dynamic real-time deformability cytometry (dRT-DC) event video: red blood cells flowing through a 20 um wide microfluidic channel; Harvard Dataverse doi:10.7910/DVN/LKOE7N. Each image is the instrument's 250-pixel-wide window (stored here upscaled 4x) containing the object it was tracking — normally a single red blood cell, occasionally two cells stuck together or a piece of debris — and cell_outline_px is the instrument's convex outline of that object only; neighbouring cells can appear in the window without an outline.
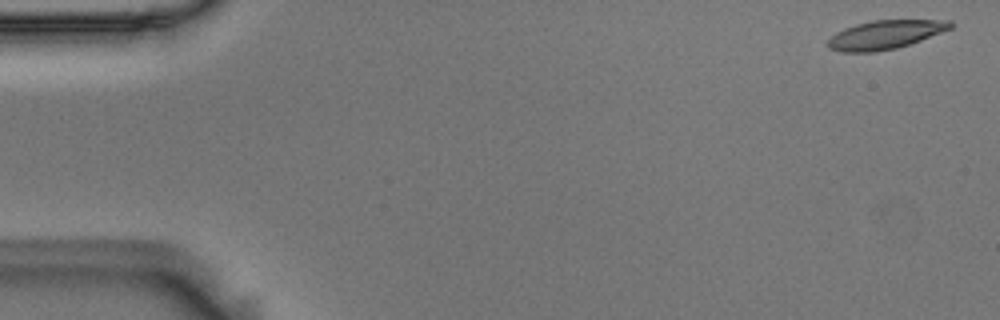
{"species": "Egyptian fruit bat (a non-hibernating species)", "species_latin": "Rousettus aegyptiacus", "temperature_condition": "room temperature", "stored_images_in_passage": 54, "camera_frame_rate_fps": 3000, "um_per_image_px": 0.085, "animal": {"sex": "male"}, "frame": {"image": 1, "passage_image": 1, "time_ms": 0.0, "image_size_px": [1000, 320], "cell_outline_px": [[956, 24], [952, 28], [920, 40], [896, 48], [876, 52], [840, 52], [828, 48], [824, 44], [836, 32], [844, 28], [856, 24], [872, 20], [952, 20]], "centroid_in_image_um": [75.22, 2.95], "position_along_channel_um": 9.8, "area_um2": 20.63}}
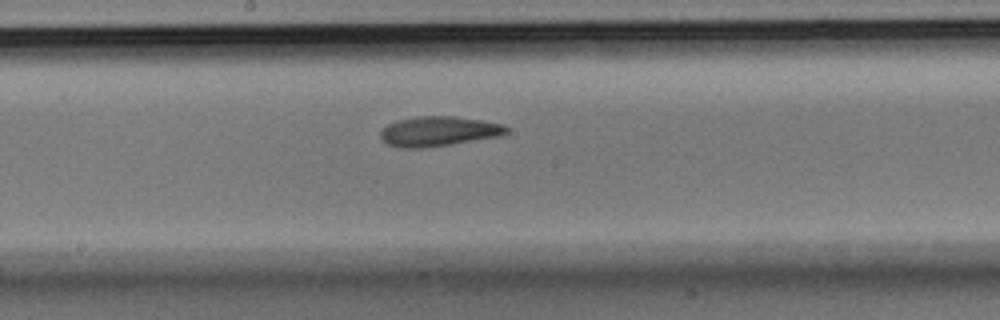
{"frame": {"image": 2, "passage_image": 28, "time_ms": 9.0, "image_size_px": [1000, 320], "cell_outline_px": [[508, 132], [500, 136], [452, 144], [424, 148], [400, 148], [388, 144], [380, 136], [380, 132], [388, 124], [400, 120], [416, 116], [452, 116], [480, 120], [500, 124], [508, 128]], "centroid_in_image_um": [37.27, 11.17], "position_along_channel_um": 210.9, "area_um2": 21.68}}
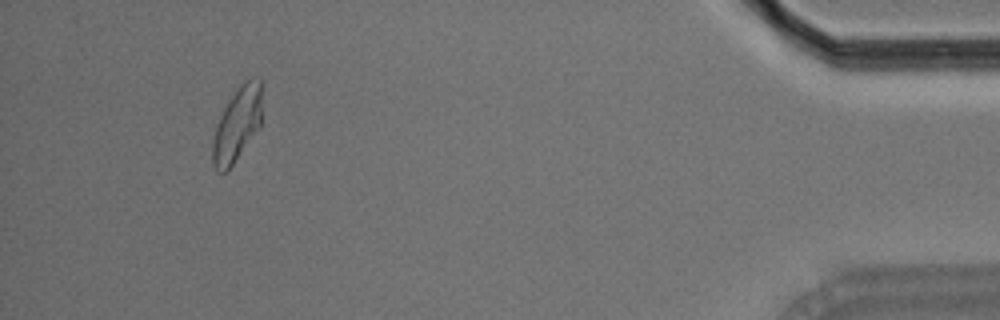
{"frame": {"image": 3, "passage_image": 50, "time_ms": 16.333, "image_size_px": [1000, 320], "cell_outline_px": [[260, 124], [228, 172], [216, 172], [212, 164], [212, 140], [216, 124], [228, 100], [240, 84], [248, 80], [260, 80]], "centroid_in_image_um": [20.08, 10.65], "position_along_channel_um": 415.1, "area_um2": 20.81}, "authors_computed_cell_mechanics": {"area_um2": 21.3282, "velocity_mm_per_s": 3.6861, "shape_relaxation_time_tau1_ms": 7.5263, "shape_relaxation_time_tau2_ms": 3.6475, "deformation_change_tau1": 0.1913, "deformation_change_tau2": 0.1124}}